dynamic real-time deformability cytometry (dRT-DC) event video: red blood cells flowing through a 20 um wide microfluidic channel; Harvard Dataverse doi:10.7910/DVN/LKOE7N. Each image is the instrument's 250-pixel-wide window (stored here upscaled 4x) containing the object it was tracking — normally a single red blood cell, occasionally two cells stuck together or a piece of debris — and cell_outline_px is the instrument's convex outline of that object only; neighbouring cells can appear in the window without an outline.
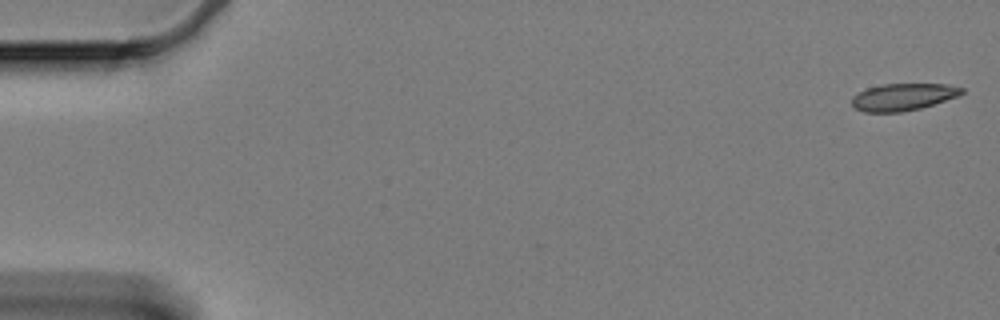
{"species": "Egyptian fruit bat (a non-hibernating species)", "species_latin": "Rousettus aegyptiacus", "temperature_condition": "cold", "stored_images_in_passage": 2, "camera_frame_rate_fps": 3000, "um_per_image_px": 0.085, "animal": {"sex": "female"}, "frame": {"image": 1, "passage_image": 2, "time_ms": 0.333, "image_size_px": [1000, 320], "cell_outline_px": [[964, 92], [960, 96], [920, 108], [900, 112], [864, 112], [856, 108], [852, 104], [852, 96], [868, 88], [884, 84], [948, 84], [964, 88]], "centroid_in_image_um": [76.8, 8.24], "position_along_channel_um": 8.2, "area_um2": 17.28}}